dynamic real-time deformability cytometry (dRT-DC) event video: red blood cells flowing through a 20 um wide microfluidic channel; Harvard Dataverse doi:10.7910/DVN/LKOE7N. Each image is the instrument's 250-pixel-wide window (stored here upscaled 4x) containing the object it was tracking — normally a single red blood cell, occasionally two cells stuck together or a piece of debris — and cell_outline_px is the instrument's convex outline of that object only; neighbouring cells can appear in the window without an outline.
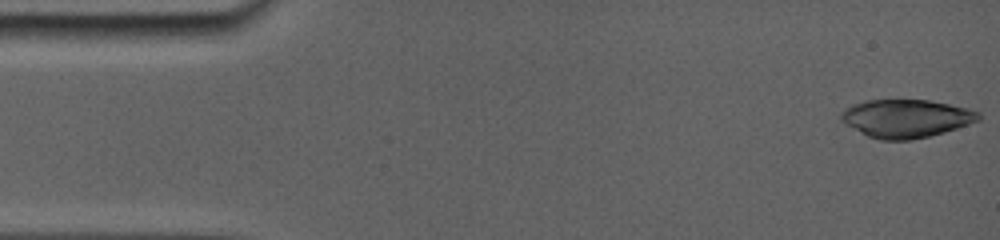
{"species": "common noctule bat (a hibernating species)", "species_latin": "Nyctalus noctula", "temperature_condition": "room temperature", "stored_images_in_passage": 6, "camera_frame_rate_fps": 5000, "um_per_image_px": 0.085, "animal": {"sex": "female", "body_mass_g": 19.0, "forearm_length_mm": 56.7}, "frame": {"image": 1, "passage_image": 1, "time_ms": 0.0, "image_size_px": [1000, 240], "cell_outline_px": [[980, 116], [976, 120], [956, 128], [928, 136], [908, 140], [888, 140], [868, 136], [848, 124], [844, 120], [844, 112], [848, 108], [856, 104], [868, 100], [928, 100], [948, 104], [964, 108], [976, 112]], "centroid_in_image_um": [77.04, 10.06], "position_along_channel_um": 8.0, "area_um2": 29.13}}